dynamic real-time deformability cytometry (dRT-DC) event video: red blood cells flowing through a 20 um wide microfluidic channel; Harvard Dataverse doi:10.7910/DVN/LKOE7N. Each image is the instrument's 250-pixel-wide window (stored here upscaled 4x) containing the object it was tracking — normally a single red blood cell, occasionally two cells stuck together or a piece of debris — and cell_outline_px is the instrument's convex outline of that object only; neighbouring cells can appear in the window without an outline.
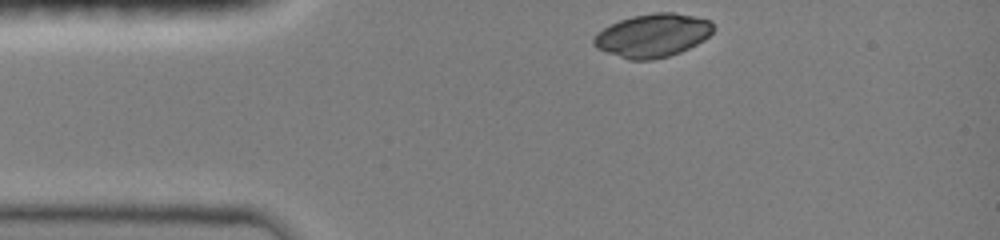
{"species": "common noctule bat (a hibernating species)", "species_latin": "Nyctalus noctula", "temperature_condition": "room temperature", "stored_images_in_passage": 33, "camera_frame_rate_fps": 3000, "um_per_image_px": 0.085, "animal": {"sex": "female", "body_mass_g": 19.0, "forearm_length_mm": 51.5}, "frame": {"image": 1, "passage_image": 1, "time_ms": 0.0, "image_size_px": [1000, 240], "cell_outline_px": [[716, 28], [704, 40], [680, 52], [668, 56], [652, 60], [628, 60], [596, 48], [592, 44], [592, 40], [596, 32], [620, 20], [632, 16], [652, 12], [672, 12], [712, 20]], "centroid_in_image_um": [55.47, 3.01], "position_along_channel_um": 29.5, "area_um2": 30.35}}
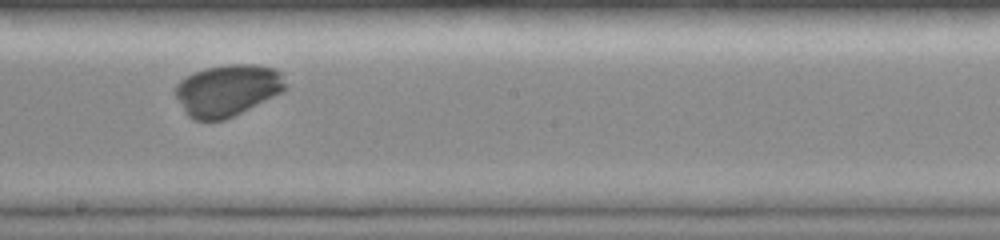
{"frame": {"image": 2, "passage_image": 19, "time_ms": 6.0, "image_size_px": [1000, 240], "cell_outline_px": [[288, 88], [284, 92], [224, 120], [192, 120], [184, 112], [176, 96], [176, 84], [180, 80], [192, 72], [204, 68], [228, 64], [256, 64], [276, 68], [280, 72], [288, 84]], "centroid_in_image_um": [19.36, 7.66], "position_along_channel_um": 228.8, "area_um2": 33.52}}
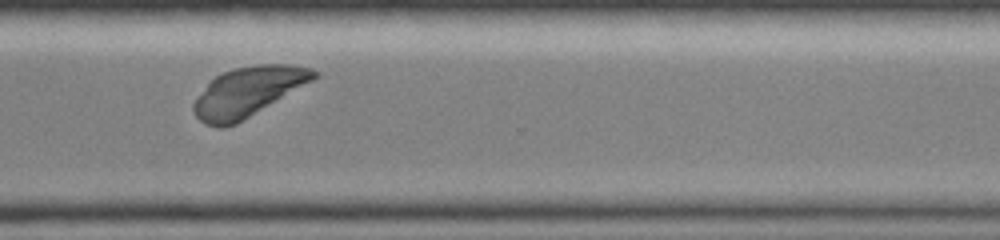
{"frame": {"image": 3, "passage_image": 28, "time_ms": 9.0, "image_size_px": [1000, 240], "cell_outline_px": [[320, 76], [236, 124], [224, 128], [220, 128], [204, 124], [192, 112], [192, 104], [208, 84], [216, 76], [224, 72], [236, 68], [256, 64], [288, 64], [312, 68], [320, 72]], "centroid_in_image_um": [21.09, 7.81], "position_along_channel_um": 349.5, "area_um2": 34.45}}